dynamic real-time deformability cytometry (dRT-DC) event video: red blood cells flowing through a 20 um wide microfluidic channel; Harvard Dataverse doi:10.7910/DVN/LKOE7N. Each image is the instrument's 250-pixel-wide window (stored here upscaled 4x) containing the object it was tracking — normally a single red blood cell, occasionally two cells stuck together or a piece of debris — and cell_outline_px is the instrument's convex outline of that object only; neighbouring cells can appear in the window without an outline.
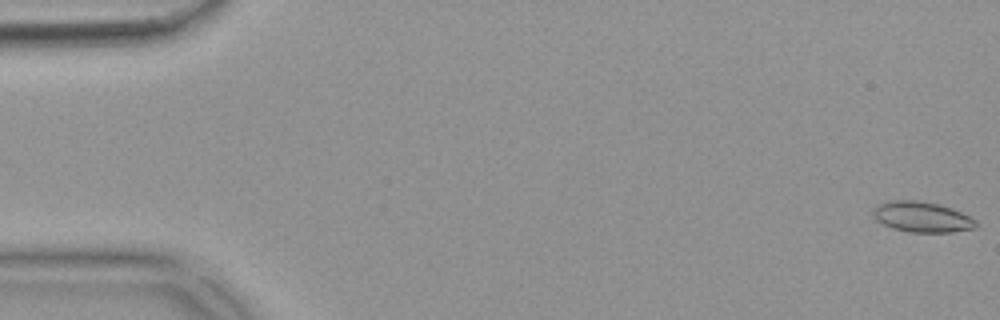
{"species": "common noctule bat (a hibernating species)", "species_latin": "Nyctalus noctula", "temperature_condition": "warm", "stored_images_in_passage": 19, "camera_frame_rate_fps": 3000, "um_per_image_px": 0.085, "animal": {"sex": "female", "body_mass_g": 18.4}, "frame": {"image": 1, "passage_image": 1, "time_ms": 0.0, "image_size_px": [1000, 320], "cell_outline_px": [[980, 224], [976, 228], [952, 232], [908, 232], [892, 228], [876, 220], [872, 216], [872, 208], [880, 204], [892, 200], [916, 200], [940, 204], [952, 208], [976, 220]], "centroid_in_image_um": [78.37, 18.44], "position_along_channel_um": 6.6, "area_um2": 18.44}}